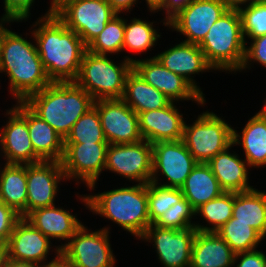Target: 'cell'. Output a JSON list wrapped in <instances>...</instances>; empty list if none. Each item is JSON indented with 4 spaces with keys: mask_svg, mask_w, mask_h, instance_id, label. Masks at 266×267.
<instances>
[{
    "mask_svg": "<svg viewBox=\"0 0 266 267\" xmlns=\"http://www.w3.org/2000/svg\"><path fill=\"white\" fill-rule=\"evenodd\" d=\"M29 29L51 82L75 81L87 46L81 37L52 14H42Z\"/></svg>",
    "mask_w": 266,
    "mask_h": 267,
    "instance_id": "1",
    "label": "cell"
},
{
    "mask_svg": "<svg viewBox=\"0 0 266 267\" xmlns=\"http://www.w3.org/2000/svg\"><path fill=\"white\" fill-rule=\"evenodd\" d=\"M11 29L5 34L2 45L0 76H7V91L13 102H24L30 95L49 85L51 80L43 68L32 31H26L23 37L24 34ZM27 36L31 37L27 39Z\"/></svg>",
    "mask_w": 266,
    "mask_h": 267,
    "instance_id": "2",
    "label": "cell"
},
{
    "mask_svg": "<svg viewBox=\"0 0 266 267\" xmlns=\"http://www.w3.org/2000/svg\"><path fill=\"white\" fill-rule=\"evenodd\" d=\"M79 195V196H78ZM77 201L93 215L108 219L139 240L151 225L147 184L120 186L98 193L77 194Z\"/></svg>",
    "mask_w": 266,
    "mask_h": 267,
    "instance_id": "3",
    "label": "cell"
},
{
    "mask_svg": "<svg viewBox=\"0 0 266 267\" xmlns=\"http://www.w3.org/2000/svg\"><path fill=\"white\" fill-rule=\"evenodd\" d=\"M24 103L64 139L75 122L94 106V99L75 81L51 82Z\"/></svg>",
    "mask_w": 266,
    "mask_h": 267,
    "instance_id": "4",
    "label": "cell"
},
{
    "mask_svg": "<svg viewBox=\"0 0 266 267\" xmlns=\"http://www.w3.org/2000/svg\"><path fill=\"white\" fill-rule=\"evenodd\" d=\"M245 44L240 13L228 10L213 24L198 46L215 73L236 75L244 61Z\"/></svg>",
    "mask_w": 266,
    "mask_h": 267,
    "instance_id": "5",
    "label": "cell"
},
{
    "mask_svg": "<svg viewBox=\"0 0 266 267\" xmlns=\"http://www.w3.org/2000/svg\"><path fill=\"white\" fill-rule=\"evenodd\" d=\"M113 55L84 53L80 71L75 82L82 87L94 101L122 99L126 78L133 64L124 58L119 61Z\"/></svg>",
    "mask_w": 266,
    "mask_h": 267,
    "instance_id": "6",
    "label": "cell"
},
{
    "mask_svg": "<svg viewBox=\"0 0 266 267\" xmlns=\"http://www.w3.org/2000/svg\"><path fill=\"white\" fill-rule=\"evenodd\" d=\"M195 116L193 123L185 121L183 142L198 163H207L232 144L233 127L212 110ZM223 117V118H222Z\"/></svg>",
    "mask_w": 266,
    "mask_h": 267,
    "instance_id": "7",
    "label": "cell"
},
{
    "mask_svg": "<svg viewBox=\"0 0 266 267\" xmlns=\"http://www.w3.org/2000/svg\"><path fill=\"white\" fill-rule=\"evenodd\" d=\"M109 225L92 230L83 224L60 252L77 267H116Z\"/></svg>",
    "mask_w": 266,
    "mask_h": 267,
    "instance_id": "8",
    "label": "cell"
},
{
    "mask_svg": "<svg viewBox=\"0 0 266 267\" xmlns=\"http://www.w3.org/2000/svg\"><path fill=\"white\" fill-rule=\"evenodd\" d=\"M108 145L109 143H64L61 165L67 182L75 181L77 187L83 183L88 191H96L99 178L105 170Z\"/></svg>",
    "mask_w": 266,
    "mask_h": 267,
    "instance_id": "9",
    "label": "cell"
},
{
    "mask_svg": "<svg viewBox=\"0 0 266 267\" xmlns=\"http://www.w3.org/2000/svg\"><path fill=\"white\" fill-rule=\"evenodd\" d=\"M197 163L183 140L153 143L151 182L181 188Z\"/></svg>",
    "mask_w": 266,
    "mask_h": 267,
    "instance_id": "10",
    "label": "cell"
},
{
    "mask_svg": "<svg viewBox=\"0 0 266 267\" xmlns=\"http://www.w3.org/2000/svg\"><path fill=\"white\" fill-rule=\"evenodd\" d=\"M4 114L7 119L2 128L0 127L1 155L4 163L26 165L43 161L34 152L29 137L27 105L24 102H15Z\"/></svg>",
    "mask_w": 266,
    "mask_h": 267,
    "instance_id": "11",
    "label": "cell"
},
{
    "mask_svg": "<svg viewBox=\"0 0 266 267\" xmlns=\"http://www.w3.org/2000/svg\"><path fill=\"white\" fill-rule=\"evenodd\" d=\"M104 171L115 173V176L119 174L130 184L149 183L152 175V144L144 139L132 144H109Z\"/></svg>",
    "mask_w": 266,
    "mask_h": 267,
    "instance_id": "12",
    "label": "cell"
},
{
    "mask_svg": "<svg viewBox=\"0 0 266 267\" xmlns=\"http://www.w3.org/2000/svg\"><path fill=\"white\" fill-rule=\"evenodd\" d=\"M196 232L195 227L177 230L151 224L139 241L152 244L161 267H190Z\"/></svg>",
    "mask_w": 266,
    "mask_h": 267,
    "instance_id": "13",
    "label": "cell"
},
{
    "mask_svg": "<svg viewBox=\"0 0 266 267\" xmlns=\"http://www.w3.org/2000/svg\"><path fill=\"white\" fill-rule=\"evenodd\" d=\"M117 13L106 0H75L65 5L56 16L88 46Z\"/></svg>",
    "mask_w": 266,
    "mask_h": 267,
    "instance_id": "14",
    "label": "cell"
},
{
    "mask_svg": "<svg viewBox=\"0 0 266 267\" xmlns=\"http://www.w3.org/2000/svg\"><path fill=\"white\" fill-rule=\"evenodd\" d=\"M149 57V58H148ZM144 57L133 63V69L151 86L162 92L172 102L195 103L198 107H205L204 98L182 76L164 67L155 56Z\"/></svg>",
    "mask_w": 266,
    "mask_h": 267,
    "instance_id": "15",
    "label": "cell"
},
{
    "mask_svg": "<svg viewBox=\"0 0 266 267\" xmlns=\"http://www.w3.org/2000/svg\"><path fill=\"white\" fill-rule=\"evenodd\" d=\"M26 178V216L35 209L55 205L56 201L58 203L56 198L60 193V186L67 181L59 161L26 164Z\"/></svg>",
    "mask_w": 266,
    "mask_h": 267,
    "instance_id": "16",
    "label": "cell"
},
{
    "mask_svg": "<svg viewBox=\"0 0 266 267\" xmlns=\"http://www.w3.org/2000/svg\"><path fill=\"white\" fill-rule=\"evenodd\" d=\"M109 144H132L143 140L138 114L122 99L94 101Z\"/></svg>",
    "mask_w": 266,
    "mask_h": 267,
    "instance_id": "17",
    "label": "cell"
},
{
    "mask_svg": "<svg viewBox=\"0 0 266 267\" xmlns=\"http://www.w3.org/2000/svg\"><path fill=\"white\" fill-rule=\"evenodd\" d=\"M227 11L219 0H193L168 22L167 29L182 35V41L199 44L213 24Z\"/></svg>",
    "mask_w": 266,
    "mask_h": 267,
    "instance_id": "18",
    "label": "cell"
},
{
    "mask_svg": "<svg viewBox=\"0 0 266 267\" xmlns=\"http://www.w3.org/2000/svg\"><path fill=\"white\" fill-rule=\"evenodd\" d=\"M7 244L9 259L32 262L39 266L53 259L49 255L60 253L57 245L22 217L14 225Z\"/></svg>",
    "mask_w": 266,
    "mask_h": 267,
    "instance_id": "19",
    "label": "cell"
},
{
    "mask_svg": "<svg viewBox=\"0 0 266 267\" xmlns=\"http://www.w3.org/2000/svg\"><path fill=\"white\" fill-rule=\"evenodd\" d=\"M170 47H165L164 51L155 53L154 56L168 70L187 80L205 98L202 88L194 77L215 70L207 62L198 44L179 41Z\"/></svg>",
    "mask_w": 266,
    "mask_h": 267,
    "instance_id": "20",
    "label": "cell"
},
{
    "mask_svg": "<svg viewBox=\"0 0 266 267\" xmlns=\"http://www.w3.org/2000/svg\"><path fill=\"white\" fill-rule=\"evenodd\" d=\"M177 102H170L166 107L149 110L138 114L139 129L144 140L151 144L183 139L186 118Z\"/></svg>",
    "mask_w": 266,
    "mask_h": 267,
    "instance_id": "21",
    "label": "cell"
},
{
    "mask_svg": "<svg viewBox=\"0 0 266 267\" xmlns=\"http://www.w3.org/2000/svg\"><path fill=\"white\" fill-rule=\"evenodd\" d=\"M73 209H64L58 204L42 207L30 212L25 219L28 220L36 229L41 231L55 245L61 249L75 232L84 224L73 214ZM64 242V243H63Z\"/></svg>",
    "mask_w": 266,
    "mask_h": 267,
    "instance_id": "22",
    "label": "cell"
},
{
    "mask_svg": "<svg viewBox=\"0 0 266 267\" xmlns=\"http://www.w3.org/2000/svg\"><path fill=\"white\" fill-rule=\"evenodd\" d=\"M232 148L233 143L207 162L212 173L225 192L237 193L255 188L250 184L249 176L252 173L248 163Z\"/></svg>",
    "mask_w": 266,
    "mask_h": 267,
    "instance_id": "23",
    "label": "cell"
},
{
    "mask_svg": "<svg viewBox=\"0 0 266 267\" xmlns=\"http://www.w3.org/2000/svg\"><path fill=\"white\" fill-rule=\"evenodd\" d=\"M232 143L241 146L243 157L251 169L266 167V119L257 112L246 121L239 132L233 127Z\"/></svg>",
    "mask_w": 266,
    "mask_h": 267,
    "instance_id": "24",
    "label": "cell"
},
{
    "mask_svg": "<svg viewBox=\"0 0 266 267\" xmlns=\"http://www.w3.org/2000/svg\"><path fill=\"white\" fill-rule=\"evenodd\" d=\"M159 21L160 22L155 20L149 21L148 17L147 20H143L142 18H137V16L136 18L131 17L130 20L125 18L124 42L122 48V53L125 52V56L122 58L133 64L139 59L132 58L131 55H126L127 51H129L128 53H132L135 57L137 53L142 56L141 54L146 55L151 50L154 51L152 48H155L159 43L158 41L161 40L160 38H162V33L160 29H158L160 27L157 26L156 28V25L163 23L162 26H164V28L168 27V23L162 17Z\"/></svg>",
    "mask_w": 266,
    "mask_h": 267,
    "instance_id": "25",
    "label": "cell"
},
{
    "mask_svg": "<svg viewBox=\"0 0 266 267\" xmlns=\"http://www.w3.org/2000/svg\"><path fill=\"white\" fill-rule=\"evenodd\" d=\"M235 253L217 232L197 231L190 267H233Z\"/></svg>",
    "mask_w": 266,
    "mask_h": 267,
    "instance_id": "26",
    "label": "cell"
},
{
    "mask_svg": "<svg viewBox=\"0 0 266 267\" xmlns=\"http://www.w3.org/2000/svg\"><path fill=\"white\" fill-rule=\"evenodd\" d=\"M27 125L34 152L43 161L61 162L64 138L27 106Z\"/></svg>",
    "mask_w": 266,
    "mask_h": 267,
    "instance_id": "27",
    "label": "cell"
},
{
    "mask_svg": "<svg viewBox=\"0 0 266 267\" xmlns=\"http://www.w3.org/2000/svg\"><path fill=\"white\" fill-rule=\"evenodd\" d=\"M232 217L235 222L249 224L265 239L266 191L255 187L244 192H234Z\"/></svg>",
    "mask_w": 266,
    "mask_h": 267,
    "instance_id": "28",
    "label": "cell"
},
{
    "mask_svg": "<svg viewBox=\"0 0 266 267\" xmlns=\"http://www.w3.org/2000/svg\"><path fill=\"white\" fill-rule=\"evenodd\" d=\"M180 189L195 210L225 192L207 163H197Z\"/></svg>",
    "mask_w": 266,
    "mask_h": 267,
    "instance_id": "29",
    "label": "cell"
},
{
    "mask_svg": "<svg viewBox=\"0 0 266 267\" xmlns=\"http://www.w3.org/2000/svg\"><path fill=\"white\" fill-rule=\"evenodd\" d=\"M0 200L20 217H26V165L4 163L0 166Z\"/></svg>",
    "mask_w": 266,
    "mask_h": 267,
    "instance_id": "30",
    "label": "cell"
},
{
    "mask_svg": "<svg viewBox=\"0 0 266 267\" xmlns=\"http://www.w3.org/2000/svg\"><path fill=\"white\" fill-rule=\"evenodd\" d=\"M122 100L137 114L166 107L171 100L148 84L134 69L126 78Z\"/></svg>",
    "mask_w": 266,
    "mask_h": 267,
    "instance_id": "31",
    "label": "cell"
},
{
    "mask_svg": "<svg viewBox=\"0 0 266 267\" xmlns=\"http://www.w3.org/2000/svg\"><path fill=\"white\" fill-rule=\"evenodd\" d=\"M233 205L234 192H223L220 196L202 204L195 210V216L196 219L202 218L204 224L195 221V229L200 232H217L232 218Z\"/></svg>",
    "mask_w": 266,
    "mask_h": 267,
    "instance_id": "32",
    "label": "cell"
},
{
    "mask_svg": "<svg viewBox=\"0 0 266 267\" xmlns=\"http://www.w3.org/2000/svg\"><path fill=\"white\" fill-rule=\"evenodd\" d=\"M217 233L235 254L259 249L264 241V238L249 224L235 222L233 217Z\"/></svg>",
    "mask_w": 266,
    "mask_h": 267,
    "instance_id": "33",
    "label": "cell"
},
{
    "mask_svg": "<svg viewBox=\"0 0 266 267\" xmlns=\"http://www.w3.org/2000/svg\"><path fill=\"white\" fill-rule=\"evenodd\" d=\"M125 31V18L117 14L112 18L87 46V50L95 54L119 55L122 54Z\"/></svg>",
    "mask_w": 266,
    "mask_h": 267,
    "instance_id": "34",
    "label": "cell"
},
{
    "mask_svg": "<svg viewBox=\"0 0 266 267\" xmlns=\"http://www.w3.org/2000/svg\"><path fill=\"white\" fill-rule=\"evenodd\" d=\"M64 143H108L95 106L75 122Z\"/></svg>",
    "mask_w": 266,
    "mask_h": 267,
    "instance_id": "35",
    "label": "cell"
},
{
    "mask_svg": "<svg viewBox=\"0 0 266 267\" xmlns=\"http://www.w3.org/2000/svg\"><path fill=\"white\" fill-rule=\"evenodd\" d=\"M183 194L180 188L147 183V199L150 224H154L172 205L178 203Z\"/></svg>",
    "mask_w": 266,
    "mask_h": 267,
    "instance_id": "36",
    "label": "cell"
},
{
    "mask_svg": "<svg viewBox=\"0 0 266 267\" xmlns=\"http://www.w3.org/2000/svg\"><path fill=\"white\" fill-rule=\"evenodd\" d=\"M244 39L266 34V2H251L239 10Z\"/></svg>",
    "mask_w": 266,
    "mask_h": 267,
    "instance_id": "37",
    "label": "cell"
},
{
    "mask_svg": "<svg viewBox=\"0 0 266 267\" xmlns=\"http://www.w3.org/2000/svg\"><path fill=\"white\" fill-rule=\"evenodd\" d=\"M195 220V209L183 197L178 203L167 209L154 224L162 228L180 230L194 227Z\"/></svg>",
    "mask_w": 266,
    "mask_h": 267,
    "instance_id": "38",
    "label": "cell"
},
{
    "mask_svg": "<svg viewBox=\"0 0 266 267\" xmlns=\"http://www.w3.org/2000/svg\"><path fill=\"white\" fill-rule=\"evenodd\" d=\"M245 42L244 61L238 72L244 71L245 73L247 69L254 68V64L266 68V34L253 39H245Z\"/></svg>",
    "mask_w": 266,
    "mask_h": 267,
    "instance_id": "39",
    "label": "cell"
},
{
    "mask_svg": "<svg viewBox=\"0 0 266 267\" xmlns=\"http://www.w3.org/2000/svg\"><path fill=\"white\" fill-rule=\"evenodd\" d=\"M36 0H2L4 12L2 16L18 22H26L31 19V9Z\"/></svg>",
    "mask_w": 266,
    "mask_h": 267,
    "instance_id": "40",
    "label": "cell"
},
{
    "mask_svg": "<svg viewBox=\"0 0 266 267\" xmlns=\"http://www.w3.org/2000/svg\"><path fill=\"white\" fill-rule=\"evenodd\" d=\"M20 215L0 200V241L8 242Z\"/></svg>",
    "mask_w": 266,
    "mask_h": 267,
    "instance_id": "41",
    "label": "cell"
},
{
    "mask_svg": "<svg viewBox=\"0 0 266 267\" xmlns=\"http://www.w3.org/2000/svg\"><path fill=\"white\" fill-rule=\"evenodd\" d=\"M237 253L234 256L233 267H265V252L263 249Z\"/></svg>",
    "mask_w": 266,
    "mask_h": 267,
    "instance_id": "42",
    "label": "cell"
},
{
    "mask_svg": "<svg viewBox=\"0 0 266 267\" xmlns=\"http://www.w3.org/2000/svg\"><path fill=\"white\" fill-rule=\"evenodd\" d=\"M192 1L193 0H166L164 6L158 11L157 14H163L161 16H163V19L168 23L179 12L188 7Z\"/></svg>",
    "mask_w": 266,
    "mask_h": 267,
    "instance_id": "43",
    "label": "cell"
},
{
    "mask_svg": "<svg viewBox=\"0 0 266 267\" xmlns=\"http://www.w3.org/2000/svg\"><path fill=\"white\" fill-rule=\"evenodd\" d=\"M106 1L117 14H123V15L126 14V16L131 14V11H133V7L136 6L138 8L137 4L141 3L139 0H106Z\"/></svg>",
    "mask_w": 266,
    "mask_h": 267,
    "instance_id": "44",
    "label": "cell"
},
{
    "mask_svg": "<svg viewBox=\"0 0 266 267\" xmlns=\"http://www.w3.org/2000/svg\"><path fill=\"white\" fill-rule=\"evenodd\" d=\"M53 259L48 261L41 267H77L74 263L68 260L61 252L59 254H54Z\"/></svg>",
    "mask_w": 266,
    "mask_h": 267,
    "instance_id": "45",
    "label": "cell"
},
{
    "mask_svg": "<svg viewBox=\"0 0 266 267\" xmlns=\"http://www.w3.org/2000/svg\"><path fill=\"white\" fill-rule=\"evenodd\" d=\"M15 22H16V24L22 23V22H18L16 20H13V19L8 18V17H4L2 15L0 17V58H1V51H2V45L4 42L5 34L10 30L9 28H11V25L13 23L15 24Z\"/></svg>",
    "mask_w": 266,
    "mask_h": 267,
    "instance_id": "46",
    "label": "cell"
},
{
    "mask_svg": "<svg viewBox=\"0 0 266 267\" xmlns=\"http://www.w3.org/2000/svg\"><path fill=\"white\" fill-rule=\"evenodd\" d=\"M75 0H50V6L45 10V14L56 15L65 5Z\"/></svg>",
    "mask_w": 266,
    "mask_h": 267,
    "instance_id": "47",
    "label": "cell"
},
{
    "mask_svg": "<svg viewBox=\"0 0 266 267\" xmlns=\"http://www.w3.org/2000/svg\"><path fill=\"white\" fill-rule=\"evenodd\" d=\"M228 10H240L246 7L251 0H219Z\"/></svg>",
    "mask_w": 266,
    "mask_h": 267,
    "instance_id": "48",
    "label": "cell"
},
{
    "mask_svg": "<svg viewBox=\"0 0 266 267\" xmlns=\"http://www.w3.org/2000/svg\"><path fill=\"white\" fill-rule=\"evenodd\" d=\"M142 1H145L146 8L151 16L152 13V15H154V13L156 14L164 6L166 0H141V2Z\"/></svg>",
    "mask_w": 266,
    "mask_h": 267,
    "instance_id": "49",
    "label": "cell"
},
{
    "mask_svg": "<svg viewBox=\"0 0 266 267\" xmlns=\"http://www.w3.org/2000/svg\"><path fill=\"white\" fill-rule=\"evenodd\" d=\"M8 261V244L0 241V267H6Z\"/></svg>",
    "mask_w": 266,
    "mask_h": 267,
    "instance_id": "50",
    "label": "cell"
},
{
    "mask_svg": "<svg viewBox=\"0 0 266 267\" xmlns=\"http://www.w3.org/2000/svg\"><path fill=\"white\" fill-rule=\"evenodd\" d=\"M6 267H41V266L32 262L19 261L8 258Z\"/></svg>",
    "mask_w": 266,
    "mask_h": 267,
    "instance_id": "51",
    "label": "cell"
},
{
    "mask_svg": "<svg viewBox=\"0 0 266 267\" xmlns=\"http://www.w3.org/2000/svg\"><path fill=\"white\" fill-rule=\"evenodd\" d=\"M264 105L262 108L257 112L261 117L266 119V97L263 100Z\"/></svg>",
    "mask_w": 266,
    "mask_h": 267,
    "instance_id": "52",
    "label": "cell"
},
{
    "mask_svg": "<svg viewBox=\"0 0 266 267\" xmlns=\"http://www.w3.org/2000/svg\"><path fill=\"white\" fill-rule=\"evenodd\" d=\"M1 153H2V152H1V138H0V160L2 159L1 161H3V157H2V155H1ZM1 163H2V164H1ZM3 164H4V162H0V166H2Z\"/></svg>",
    "mask_w": 266,
    "mask_h": 267,
    "instance_id": "53",
    "label": "cell"
},
{
    "mask_svg": "<svg viewBox=\"0 0 266 267\" xmlns=\"http://www.w3.org/2000/svg\"><path fill=\"white\" fill-rule=\"evenodd\" d=\"M251 2H266V0H251Z\"/></svg>",
    "mask_w": 266,
    "mask_h": 267,
    "instance_id": "54",
    "label": "cell"
},
{
    "mask_svg": "<svg viewBox=\"0 0 266 267\" xmlns=\"http://www.w3.org/2000/svg\"><path fill=\"white\" fill-rule=\"evenodd\" d=\"M264 265H265V267H266V254H265V262H264Z\"/></svg>",
    "mask_w": 266,
    "mask_h": 267,
    "instance_id": "55",
    "label": "cell"
}]
</instances>
